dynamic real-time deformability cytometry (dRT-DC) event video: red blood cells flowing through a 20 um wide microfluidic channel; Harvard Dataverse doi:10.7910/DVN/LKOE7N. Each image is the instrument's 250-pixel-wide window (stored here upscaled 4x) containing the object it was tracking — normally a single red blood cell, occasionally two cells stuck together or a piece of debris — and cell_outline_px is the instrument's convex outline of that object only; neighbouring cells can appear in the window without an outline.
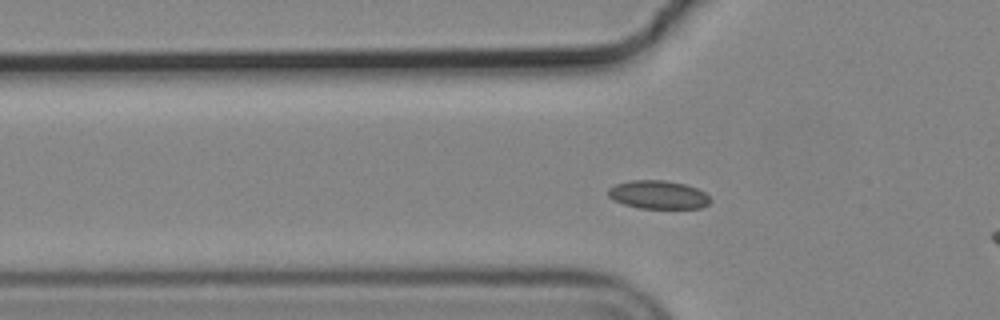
{"species": "common noctule bat (a hibernating species)", "species_latin": "Nyctalus noctula", "temperature_condition": "cold", "stored_images_in_passage": 48, "camera_frame_rate_fps": 3000, "um_per_image_px": 0.085, "animal": {"sex": "male", "body_mass_g": 19.2, "forearm_length_mm": 51.8}, "frame": {"image": 1, "passage_image": 10, "time_ms": 3.0, "image_size_px": [1000, 320], "cell_outline_px": [[712, 200], [708, 204], [700, 208], [640, 208], [624, 204], [608, 196], [608, 188], [616, 184], [632, 180], [664, 180], [684, 184], [696, 188], [704, 192]], "centroid_in_image_um": [55.96, 16.55], "position_along_channel_um": 69.8, "area_um2": 16.7}}
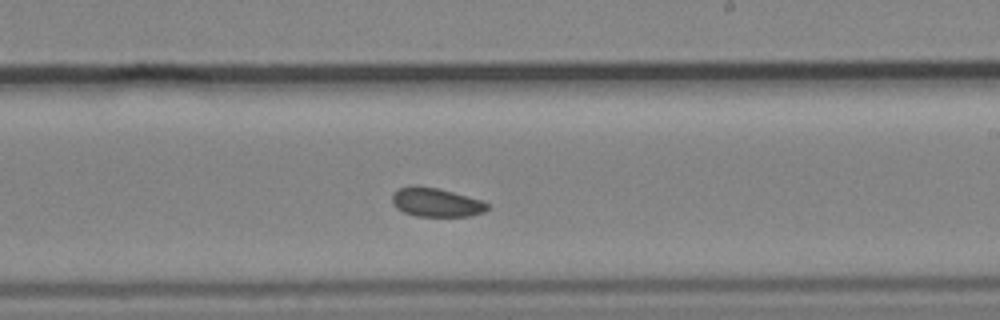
{"frame": {"image": 2, "passage_image": 25, "time_ms": 8.0, "image_size_px": [1000, 320], "cell_outline_px": [[488, 208], [484, 212], [468, 216], [416, 216], [404, 212], [396, 208], [392, 204], [392, 192], [400, 188], [436, 188], [452, 192], [480, 200], [488, 204]], "centroid_in_image_um": [37.06, 17.24], "position_along_channel_um": 251.9, "area_um2": 15.43}}
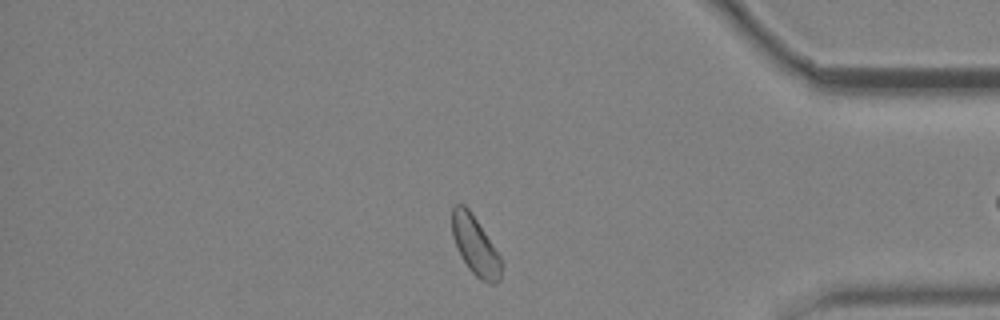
{"frame": {"image": 3, "passage_image": 39, "time_ms": 12.667, "image_size_px": [1000, 320], "cell_outline_px": [[500, 280], [492, 284], [488, 284], [480, 280], [468, 268], [460, 256], [456, 248], [452, 236], [452, 208], [456, 204], [464, 204], [468, 208], [500, 256]], "centroid_in_image_um": [40.35, 20.89], "position_along_channel_um": 394.8, "area_um2": 16.65}}